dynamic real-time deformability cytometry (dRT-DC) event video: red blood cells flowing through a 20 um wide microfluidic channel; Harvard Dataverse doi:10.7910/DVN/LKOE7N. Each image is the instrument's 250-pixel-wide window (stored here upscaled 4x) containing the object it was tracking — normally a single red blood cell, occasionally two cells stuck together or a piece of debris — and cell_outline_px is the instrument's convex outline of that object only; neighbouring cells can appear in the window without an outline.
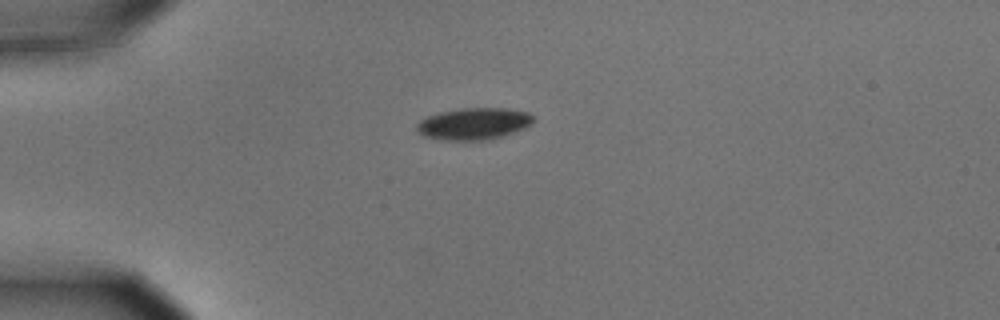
{"species": "common noctule bat (a hibernating species)", "species_latin": "Nyctalus noctula", "temperature_condition": "cold", "stored_images_in_passage": 34, "camera_frame_rate_fps": 3000, "um_per_image_px": 0.085, "animal": {"sex": "male", "body_mass_g": 15.6}, "frame": {"image": 1, "passage_image": 1, "time_ms": 0.0, "image_size_px": [1000, 320], "cell_outline_px": [[532, 120], [524, 128], [500, 136], [484, 140], [448, 140], [424, 136], [416, 128], [416, 124], [420, 120], [428, 116], [440, 112], [460, 108], [508, 108], [528, 112], [532, 116]], "centroid_in_image_um": [40.24, 10.5], "position_along_channel_um": 44.8, "area_um2": 21.21}}
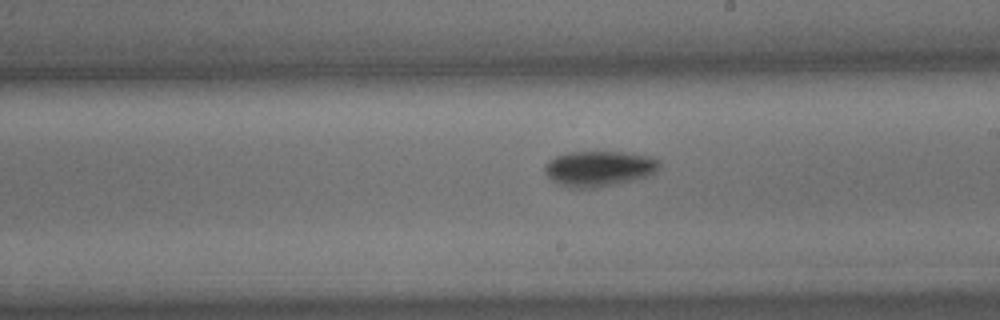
{"frame": {"image": 2, "passage_image": 19, "time_ms": 6.0, "image_size_px": [1000, 320], "cell_outline_px": [[660, 168], [648, 176], [632, 180], [596, 188], [568, 188], [552, 180], [544, 172], [544, 164], [548, 160], [556, 156], [568, 152], [624, 152], [652, 156], [660, 160]], "centroid_in_image_um": [50.91, 14.32], "position_along_channel_um": 238.1, "area_um2": 23.87}}
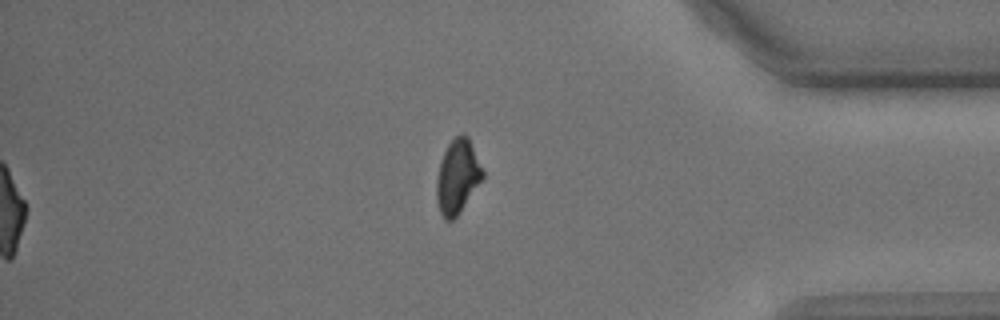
{"frame": {"image": 3, "passage_image": 34, "time_ms": 11.0, "image_size_px": [1000, 320], "cell_outline_px": [[484, 176], [460, 212], [452, 220], [444, 220], [440, 212], [436, 200], [436, 180], [440, 160], [448, 144], [460, 132], [468, 136], [484, 168]], "centroid_in_image_um": [38.89, 14.98], "position_along_channel_um": 396.3, "area_um2": 20.06}, "authors_computed_cell_mechanics": {"area_um2": 22.6576, "velocity_mm_per_s": 3.6289, "shape_relaxation_time_tau1_ms": 1.9603, "shape_relaxation_time_tau2_ms": null, "deformation_change_tau1": 0.1117, "deformation_change_tau2": null}}